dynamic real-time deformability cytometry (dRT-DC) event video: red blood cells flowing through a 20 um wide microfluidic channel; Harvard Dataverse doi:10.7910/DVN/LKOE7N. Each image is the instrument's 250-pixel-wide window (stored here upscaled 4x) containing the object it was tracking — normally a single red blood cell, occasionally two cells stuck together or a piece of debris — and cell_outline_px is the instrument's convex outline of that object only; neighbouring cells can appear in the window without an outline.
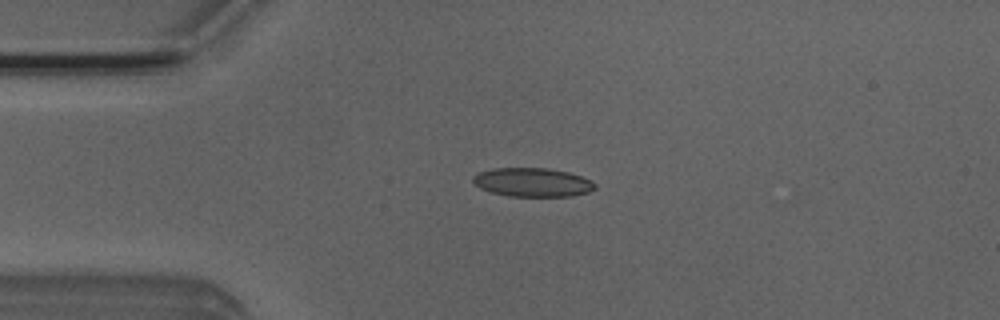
{"species": "Egyptian fruit bat (a non-hibernating species)", "species_latin": "Rousettus aegyptiacus", "temperature_condition": "room temperature", "stored_images_in_passage": 3, "camera_frame_rate_fps": 3000, "um_per_image_px": 0.085, "animal": {"sex": "male"}, "frame": {"image": 1, "passage_image": 3, "time_ms": 0.667, "image_size_px": [1000, 320], "cell_outline_px": [[596, 188], [588, 192], [572, 196], [508, 196], [492, 192], [480, 188], [472, 180], [472, 176], [480, 172], [492, 168], [548, 168], [568, 172], [580, 176], [596, 184]], "centroid_in_image_um": [45.25, 15.49], "position_along_channel_um": 39.7, "area_um2": 20.35}}